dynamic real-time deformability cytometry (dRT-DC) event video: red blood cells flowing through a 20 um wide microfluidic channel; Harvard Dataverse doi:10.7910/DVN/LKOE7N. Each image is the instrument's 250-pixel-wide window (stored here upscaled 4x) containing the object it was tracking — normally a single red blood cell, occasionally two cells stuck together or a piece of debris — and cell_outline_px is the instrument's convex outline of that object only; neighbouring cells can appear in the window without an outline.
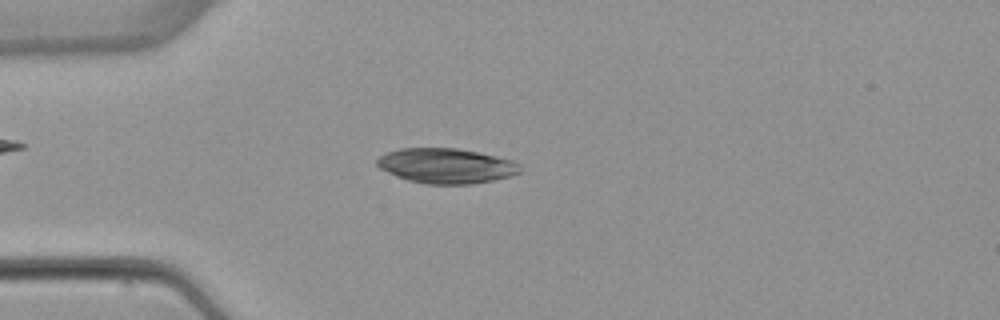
{"species": "common noctule bat (a hibernating species)", "species_latin": "Nyctalus noctula", "temperature_condition": "warm", "stored_images_in_passage": 51, "camera_frame_rate_fps": 3000, "um_per_image_px": 0.085, "animal": {"sex": "female", "body_mass_g": 22.7, "forearm_length_mm": 54.2}, "frame": {"image": 1, "passage_image": 13, "time_ms": 4.0, "image_size_px": [1000, 320], "cell_outline_px": [[520, 172], [512, 176], [472, 184], [428, 184], [408, 180], [396, 176], [380, 168], [376, 164], [376, 160], [380, 156], [388, 152], [400, 148], [456, 148], [476, 152], [508, 160], [520, 164]], "centroid_in_image_um": [37.89, 14.1], "position_along_channel_um": 47.1, "area_um2": 28.84}}
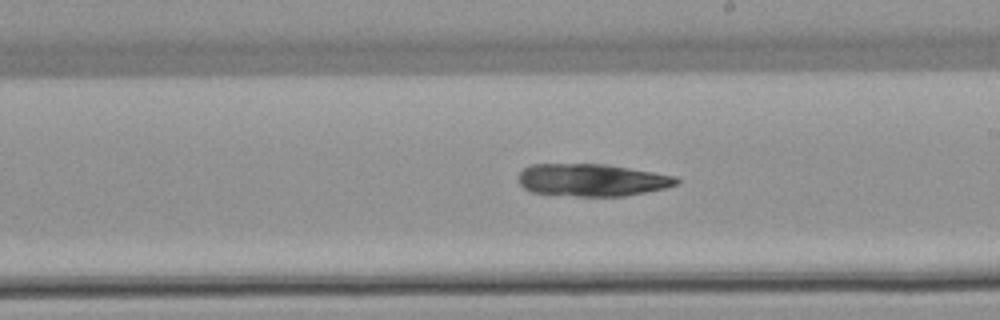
{"frame": {"image": 2, "passage_image": 29, "time_ms": 9.333, "image_size_px": [1000, 320], "cell_outline_px": [[680, 180], [676, 184], [664, 188], [624, 196], [576, 196], [532, 192], [524, 188], [520, 184], [516, 176], [524, 168], [532, 164], [608, 164], [676, 176]], "centroid_in_image_um": [50.29, 15.29], "position_along_channel_um": 238.7, "area_um2": 29.82}}
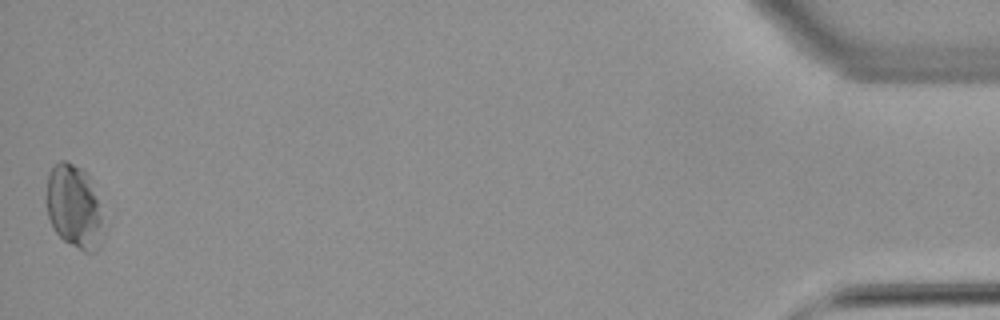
{"frame": {"image": 3, "passage_image": 51, "time_ms": 16.667, "image_size_px": [1000, 320], "cell_outline_px": [[104, 236], [100, 248], [96, 252], [84, 252], [64, 240], [56, 232], [48, 216], [48, 172], [60, 160], [64, 160], [80, 168], [88, 176], [96, 200], [100, 216]], "centroid_in_image_um": [6.3, 17.63], "position_along_channel_um": 428.9, "area_um2": 26.88}, "authors_computed_cell_mechanics": {"area_um2": 29.8248, "velocity_mm_per_s": 3.8892, "shape_relaxation_time_tau1_ms": null, "shape_relaxation_time_tau2_ms": 9.9613, "deformation_change_tau1": null, "deformation_change_tau2": 0.1084}}